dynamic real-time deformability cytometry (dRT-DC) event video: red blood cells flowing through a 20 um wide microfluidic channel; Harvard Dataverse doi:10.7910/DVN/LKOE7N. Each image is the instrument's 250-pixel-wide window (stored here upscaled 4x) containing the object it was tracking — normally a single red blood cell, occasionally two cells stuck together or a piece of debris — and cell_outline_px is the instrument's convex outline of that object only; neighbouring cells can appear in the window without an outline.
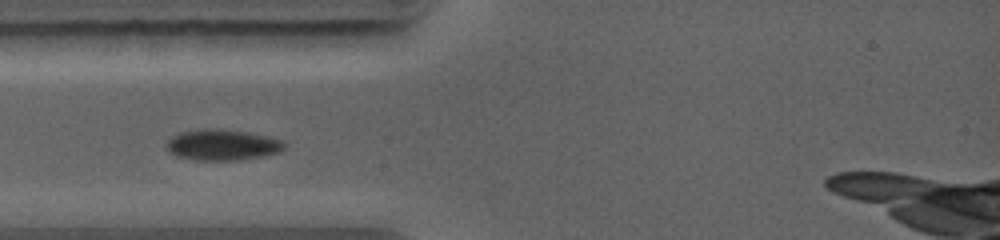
{"species": "common noctule bat (a hibernating species)", "species_latin": "Nyctalus noctula", "temperature_condition": "warm", "stored_images_in_passage": 11, "camera_frame_rate_fps": 5000, "um_per_image_px": 0.085, "animal": {"sex": "female", "body_mass_g": 19.0, "forearm_length_mm": 56.7}, "frame": {"image": 1, "passage_image": 2, "time_ms": 1.0, "image_size_px": [1000, 240], "cell_outline_px": [[284, 148], [276, 152], [260, 156], [240, 160], [196, 160], [176, 156], [168, 152], [168, 140], [172, 136], [180, 132], [196, 128], [220, 128], [248, 132], [280, 140], [284, 144]], "centroid_in_image_um": [18.82, 12.3], "position_along_channel_um": 66.2, "area_um2": 21.1}}
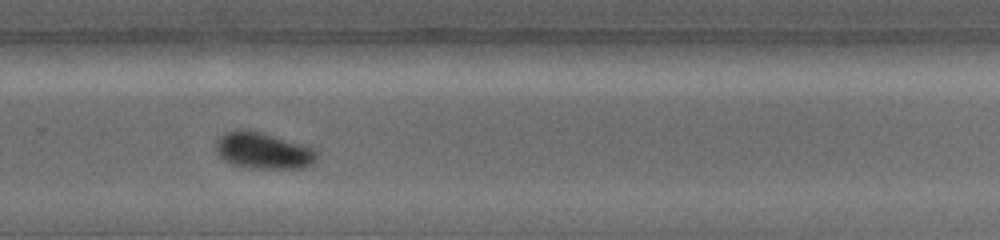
{"frame": {"image": 2, "passage_image": 8, "time_ms": 6.2, "image_size_px": [1000, 240], "cell_outline_px": [[320, 152], [316, 160], [312, 164], [304, 168], [248, 168], [232, 164], [224, 160], [216, 152], [216, 140], [224, 132], [236, 128], [244, 128], [260, 132], [304, 144]], "centroid_in_image_um": [22.37, 12.79], "position_along_channel_um": 307.4, "area_um2": 21.79}}
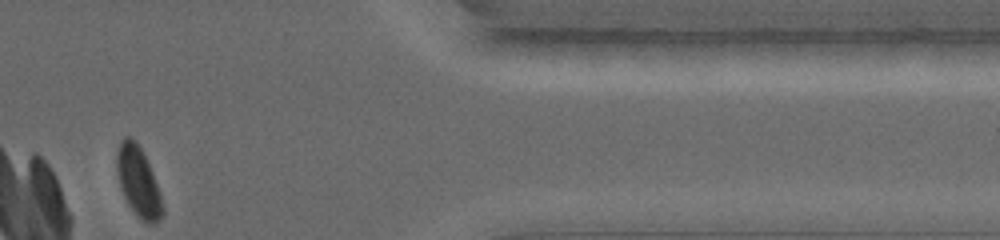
{"frame": {"image": 3, "passage_image": 11, "time_ms": 8.8, "image_size_px": [1000, 240], "cell_outline_px": [[164, 212], [152, 224], [148, 224], [128, 204], [120, 188], [116, 168], [116, 156], [120, 140], [124, 136], [128, 136], [136, 140], [152, 172], [164, 208]], "centroid_in_image_um": [11.72, 15.39], "position_along_channel_um": 399.7, "area_um2": 18.09}}